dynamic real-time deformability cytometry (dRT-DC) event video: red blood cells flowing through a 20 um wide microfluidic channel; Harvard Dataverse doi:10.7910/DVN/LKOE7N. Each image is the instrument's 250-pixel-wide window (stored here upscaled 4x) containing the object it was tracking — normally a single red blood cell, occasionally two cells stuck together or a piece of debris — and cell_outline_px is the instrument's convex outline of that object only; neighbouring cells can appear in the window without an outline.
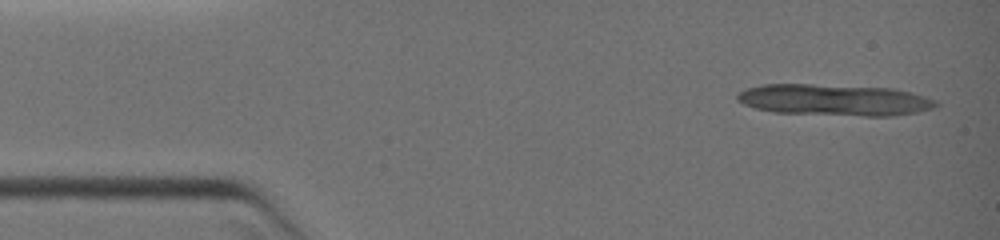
{"species": "common noctule bat (a hibernating species)", "species_latin": "Nyctalus noctula", "temperature_condition": "warm", "stored_images_in_passage": 6, "segment_of_instrument_passage": [1, 2], "camera_frame_rate_fps": 3000, "um_per_image_px": 0.085, "animal": {"sex": "female", "body_mass_g": 19.0, "forearm_length_mm": 51.5}, "frame": {"image": 1, "passage_image": 1, "time_ms": 0.0, "image_size_px": [1000, 240], "cell_outline_px": [[940, 104], [936, 108], [916, 112], [892, 116], [864, 116], [776, 112], [756, 108], [744, 104], [736, 100], [736, 96], [744, 88], [764, 84], [812, 84], [892, 88], [924, 96], [936, 100]], "centroid_in_image_um": [70.93, 8.49], "position_along_channel_um": 14.1, "area_um2": 36.36}}